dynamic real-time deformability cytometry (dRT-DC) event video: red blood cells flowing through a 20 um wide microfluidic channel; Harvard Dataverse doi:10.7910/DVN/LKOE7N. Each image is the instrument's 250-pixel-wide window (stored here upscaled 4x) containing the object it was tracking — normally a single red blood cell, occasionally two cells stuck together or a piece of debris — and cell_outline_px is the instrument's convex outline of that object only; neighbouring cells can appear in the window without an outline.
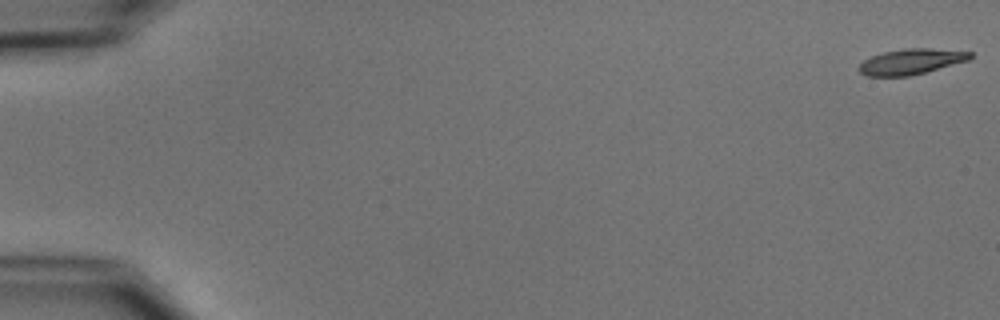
{"species": "common noctule bat (a hibernating species)", "species_latin": "Nyctalus noctula", "temperature_condition": "cold", "stored_images_in_passage": 54, "camera_frame_rate_fps": 3000, "um_per_image_px": 0.085, "animal": {"sex": "male", "body_mass_g": 15.6}, "frame": {"image": 1, "passage_image": 1, "time_ms": 0.0, "image_size_px": [1000, 320], "cell_outline_px": [[972, 56], [968, 60], [924, 72], [908, 76], [868, 76], [860, 72], [856, 68], [864, 60], [872, 56], [884, 52], [904, 48], [932, 48], [972, 52]], "centroid_in_image_um": [77.41, 5.23], "position_along_channel_um": 7.6, "area_um2": 16.36}}
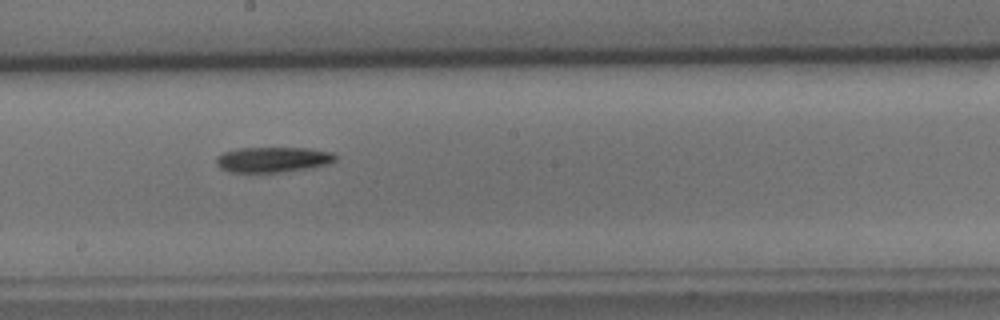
{"frame": {"image": 2, "passage_image": 31, "time_ms": 10.0, "image_size_px": [1000, 320], "cell_outline_px": [[336, 160], [328, 164], [312, 168], [276, 172], [228, 172], [220, 168], [216, 164], [216, 156], [224, 152], [236, 148], [308, 148], [332, 152], [336, 156]], "centroid_in_image_um": [23.18, 13.56], "position_along_channel_um": 225.0, "area_um2": 17.69}}
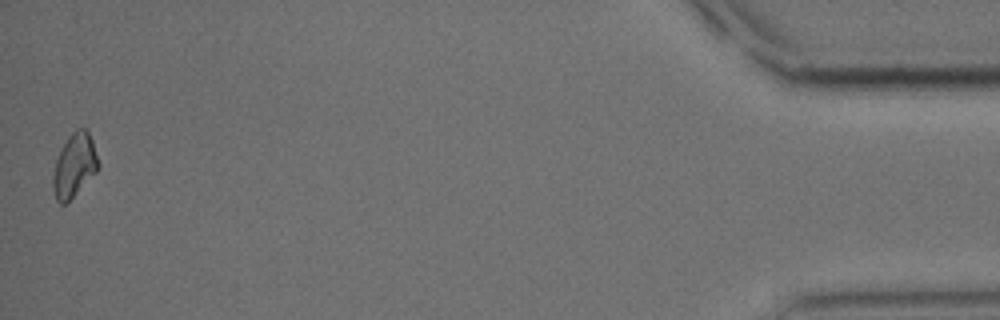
{"frame": {"image": 3, "passage_image": 54, "time_ms": 17.667, "image_size_px": [1000, 320], "cell_outline_px": [[100, 164], [96, 172], [64, 204], [60, 204], [56, 200], [52, 188], [52, 176], [56, 160], [60, 148], [68, 136], [72, 132], [80, 128], [88, 128]], "centroid_in_image_um": [6.3, 14.02], "position_along_channel_um": 428.9, "area_um2": 16.7}, "authors_computed_cell_mechanics": {"area_um2": 17.1088, "velocity_mm_per_s": 3.7595, "shape_relaxation_time_tau1_ms": 4.707, "shape_relaxation_time_tau2_ms": null, "deformation_change_tau1": 0.1187, "deformation_change_tau2": null}}